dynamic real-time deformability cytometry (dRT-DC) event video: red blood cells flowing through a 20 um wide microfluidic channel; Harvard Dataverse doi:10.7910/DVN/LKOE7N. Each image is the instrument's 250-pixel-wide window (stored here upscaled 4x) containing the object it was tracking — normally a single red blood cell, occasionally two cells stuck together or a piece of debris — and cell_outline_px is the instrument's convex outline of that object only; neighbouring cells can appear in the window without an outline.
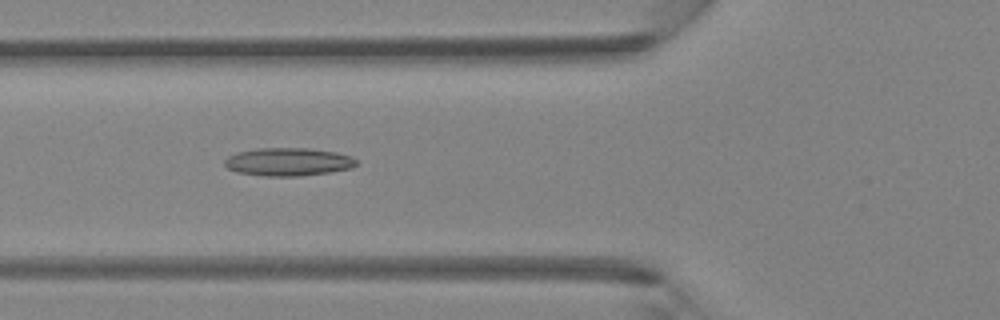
{"species": "Egyptian fruit bat (a non-hibernating species)", "species_latin": "Rousettus aegyptiacus", "temperature_condition": "room temperature", "stored_images_in_passage": 43, "camera_frame_rate_fps": 3000, "um_per_image_px": 0.085, "animal": {"sex": "female"}, "frame": {"image": 1, "passage_image": 17, "time_ms": 5.333, "image_size_px": [1000, 320], "cell_outline_px": [[356, 164], [352, 168], [328, 172], [300, 176], [264, 176], [236, 172], [228, 168], [224, 164], [224, 160], [228, 156], [236, 152], [256, 148], [308, 148], [336, 152], [352, 156], [356, 160]], "centroid_in_image_um": [24.47, 13.75], "position_along_channel_um": 101.3, "area_um2": 21.62}}
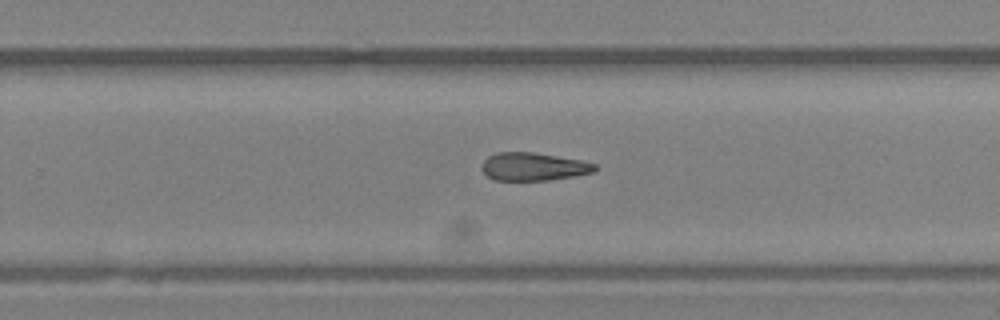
{"frame": {"image": 2, "passage_image": 29, "time_ms": 9.333, "image_size_px": [1000, 320], "cell_outline_px": [[596, 172], [548, 180], [496, 180], [488, 176], [480, 168], [484, 160], [488, 156], [496, 152], [532, 152], [580, 160], [596, 164]], "centroid_in_image_um": [45.32, 14.16], "position_along_channel_um": 284.5, "area_um2": 18.32}}
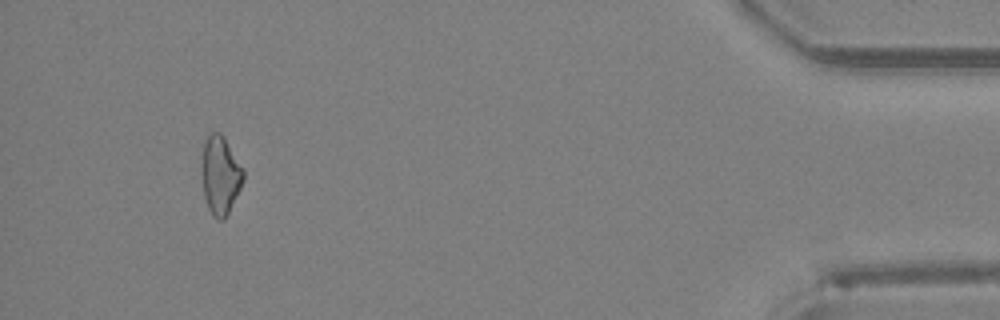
{"frame": {"image": 3, "passage_image": 42, "time_ms": 13.667, "image_size_px": [1000, 320], "cell_outline_px": [[244, 180], [224, 220], [216, 220], [212, 216], [208, 208], [204, 196], [200, 172], [200, 164], [204, 140], [212, 132], [220, 132], [224, 136], [244, 168]], "centroid_in_image_um": [18.7, 14.87], "position_along_channel_um": 416.5, "area_um2": 19.48}}